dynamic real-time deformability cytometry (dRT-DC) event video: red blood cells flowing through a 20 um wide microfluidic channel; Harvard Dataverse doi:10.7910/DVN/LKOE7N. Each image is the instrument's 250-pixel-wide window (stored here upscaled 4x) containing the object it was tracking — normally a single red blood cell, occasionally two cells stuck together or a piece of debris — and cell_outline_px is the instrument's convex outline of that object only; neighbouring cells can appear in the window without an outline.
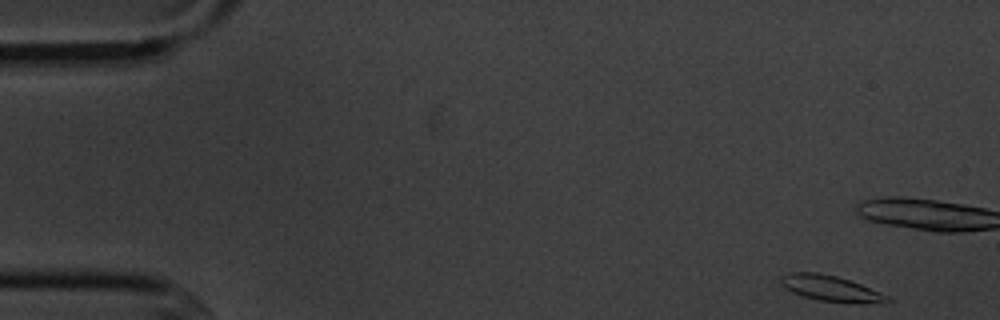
{"species": "common noctule bat (a hibernating species)", "species_latin": "Nyctalus noctula", "temperature_condition": "cold", "stored_images_in_passage": 6, "camera_frame_rate_fps": 3000, "um_per_image_px": 0.085, "animal": {"sex": "male", "body_mass_g": 20.1, "forearm_length_mm": 53.5}, "frame": {"image": 1, "passage_image": 1, "time_ms": 0.0, "image_size_px": [1000, 320], "cell_outline_px": [[892, 300], [884, 304], [848, 304], [820, 300], [804, 296], [792, 292], [784, 288], [780, 284], [780, 276], [788, 272], [816, 272], [836, 276], [860, 284], [880, 292], [888, 296]], "centroid_in_image_um": [70.65, 24.54], "position_along_channel_um": 14.4, "area_um2": 16.36}}